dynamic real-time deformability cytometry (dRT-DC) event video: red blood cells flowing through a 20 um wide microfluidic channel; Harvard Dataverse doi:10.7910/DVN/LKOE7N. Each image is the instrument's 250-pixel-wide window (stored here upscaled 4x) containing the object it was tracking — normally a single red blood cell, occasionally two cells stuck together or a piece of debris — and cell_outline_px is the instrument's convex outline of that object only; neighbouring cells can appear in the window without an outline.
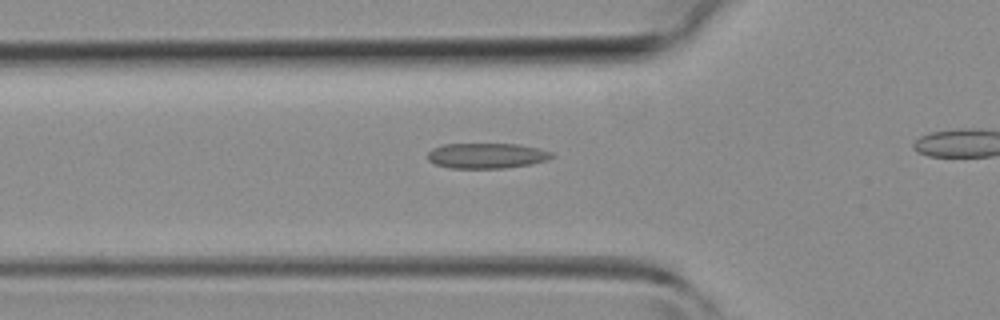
{"species": "common noctule bat (a hibernating species)", "species_latin": "Nyctalus noctula", "temperature_condition": "room temperature", "stored_images_in_passage": 25, "camera_frame_rate_fps": 3000, "um_per_image_px": 0.085, "animal": {"sex": "female", "body_mass_g": 19.3, "forearm_length_mm": 54.1}, "frame": {"image": 1, "passage_image": 4, "time_ms": 1.0, "image_size_px": [1000, 320], "cell_outline_px": [[556, 156], [548, 160], [532, 164], [504, 168], [448, 168], [436, 164], [428, 160], [428, 152], [432, 148], [444, 144], [516, 144], [536, 148], [552, 152]], "centroid_in_image_um": [41.38, 13.24], "position_along_channel_um": 84.4, "area_um2": 18.38}}
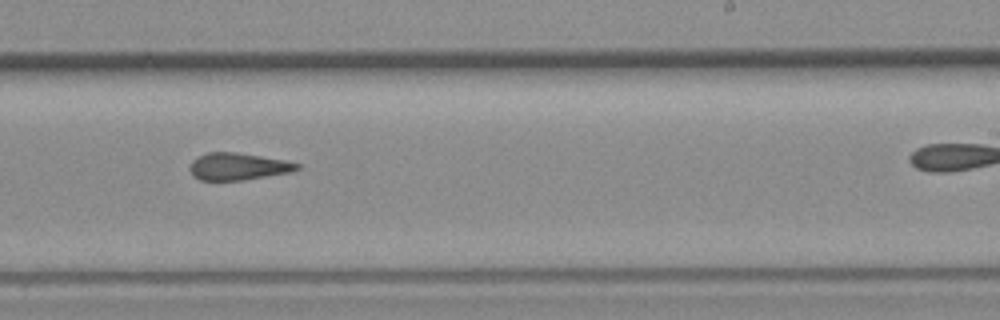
{"frame": {"image": 2, "passage_image": 16, "time_ms": 5.0, "image_size_px": [1000, 320], "cell_outline_px": [[300, 168], [288, 172], [244, 180], [200, 180], [192, 176], [188, 168], [192, 160], [208, 152], [232, 152], [260, 156], [284, 160], [300, 164]], "centroid_in_image_um": [20.17, 14.15], "position_along_channel_um": 268.8, "area_um2": 16.76}}
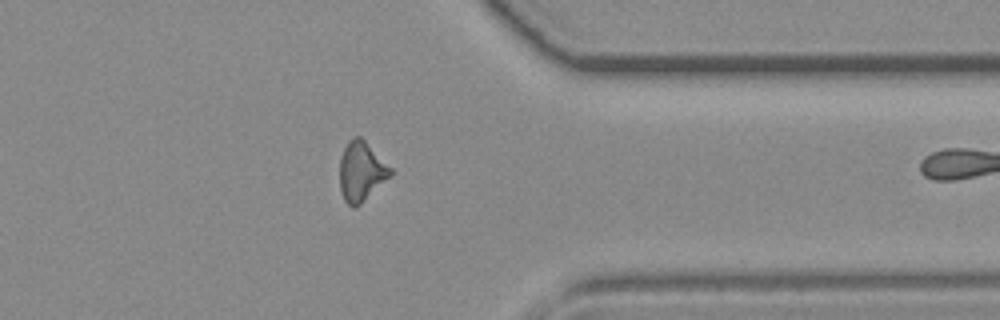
{"frame": {"image": 3, "passage_image": 24, "time_ms": 7.667, "image_size_px": [1000, 320], "cell_outline_px": [[392, 176], [360, 204], [352, 208], [344, 200], [340, 192], [340, 156], [348, 140], [352, 136], [360, 136], [392, 168]], "centroid_in_image_um": [30.7, 14.57], "position_along_channel_um": 380.7, "area_um2": 17.74}}